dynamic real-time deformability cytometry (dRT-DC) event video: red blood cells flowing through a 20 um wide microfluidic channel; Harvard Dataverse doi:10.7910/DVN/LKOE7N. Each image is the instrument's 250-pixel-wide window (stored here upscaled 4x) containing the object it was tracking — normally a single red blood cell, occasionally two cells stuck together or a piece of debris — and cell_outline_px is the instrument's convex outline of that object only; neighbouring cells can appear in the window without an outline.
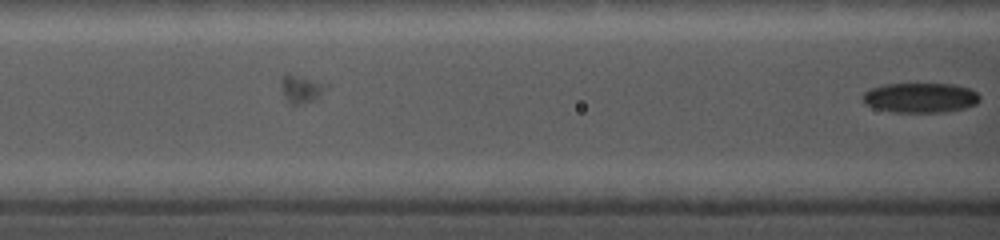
{"species": "common noctule bat (a hibernating species)", "species_latin": "Nyctalus noctula", "temperature_condition": "cold", "stored_images_in_passage": 10, "camera_frame_rate_fps": 5000, "um_per_image_px": 0.085, "animal": {"sex": "female", "body_mass_g": 19.0, "forearm_length_mm": 56.7}, "frame": {"image": 1, "passage_image": 10, "time_ms": 4.0, "image_size_px": [1000, 240], "cell_outline_px": [[980, 100], [976, 104], [964, 108], [940, 112], [892, 112], [876, 108], [864, 104], [860, 100], [860, 96], [864, 92], [872, 88], [884, 84], [952, 84], [968, 88], [976, 92], [980, 96]], "centroid_in_image_um": [78.18, 8.31], "position_along_channel_um": 88.4, "area_um2": 20.4}}